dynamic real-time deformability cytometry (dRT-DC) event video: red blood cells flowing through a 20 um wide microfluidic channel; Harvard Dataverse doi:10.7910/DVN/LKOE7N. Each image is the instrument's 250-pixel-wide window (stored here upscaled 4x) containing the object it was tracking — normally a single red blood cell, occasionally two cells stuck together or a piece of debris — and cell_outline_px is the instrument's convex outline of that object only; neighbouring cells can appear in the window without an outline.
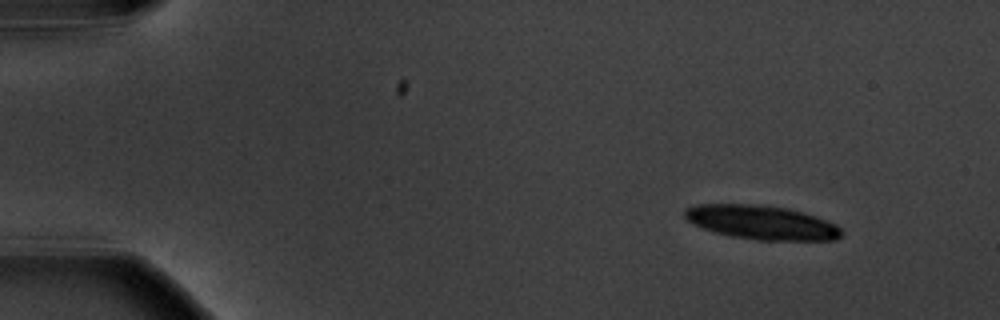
{"species": "common noctule bat (a hibernating species)", "species_latin": "Nyctalus noctula", "temperature_condition": "warm", "stored_images_in_passage": 5, "camera_frame_rate_fps": 3000, "um_per_image_px": 0.085, "animal": {"sex": "male", "body_mass_g": 20.1, "forearm_length_mm": 53.5}, "frame": {"image": 1, "passage_image": 1, "time_ms": 0.0, "image_size_px": [1000, 320], "cell_outline_px": [[844, 232], [836, 240], [760, 240], [732, 236], [716, 232], [692, 224], [684, 216], [684, 208], [696, 204], [756, 204], [788, 208], [816, 216], [836, 224]], "centroid_in_image_um": [64.74, 18.9], "position_along_channel_um": 20.3, "area_um2": 31.1}}
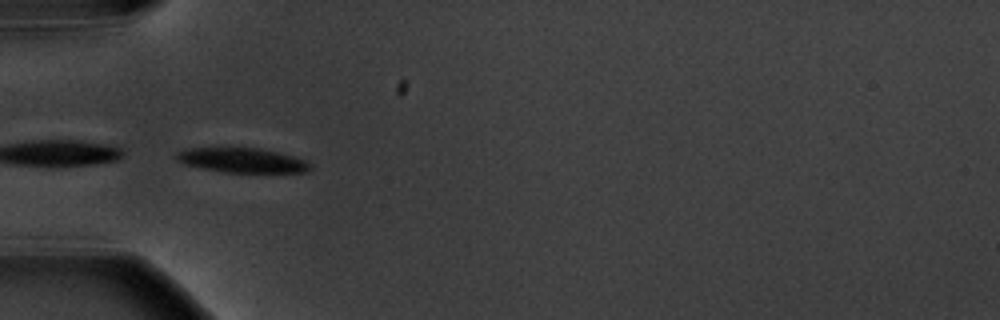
{"frame": {"image": 2, "passage_image": 4, "time_ms": 4.333, "image_size_px": [1000, 320], "cell_outline_px": [[312, 168], [308, 172], [224, 172], [200, 168], [184, 164], [176, 160], [176, 152], [184, 148], [216, 144], [260, 148], [308, 160], [312, 164]], "centroid_in_image_um": [20.48, 13.56], "position_along_channel_um": 64.5, "area_um2": 20.4}}